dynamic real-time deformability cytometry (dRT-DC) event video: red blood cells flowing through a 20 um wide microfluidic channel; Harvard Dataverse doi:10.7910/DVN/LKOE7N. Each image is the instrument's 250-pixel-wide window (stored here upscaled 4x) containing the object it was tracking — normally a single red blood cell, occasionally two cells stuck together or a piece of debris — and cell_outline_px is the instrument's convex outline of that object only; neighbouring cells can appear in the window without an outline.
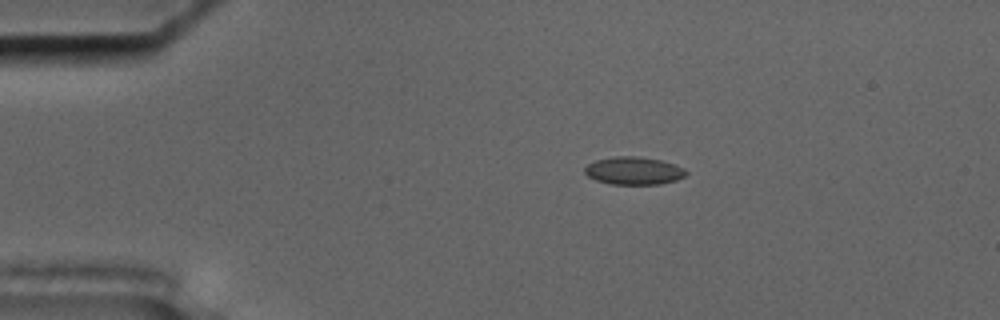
{"species": "common noctule bat (a hibernating species)", "species_latin": "Nyctalus noctula", "temperature_condition": "cold", "stored_images_in_passage": 52, "camera_frame_rate_fps": 3000, "um_per_image_px": 0.085, "animal": {"sex": "male", "body_mass_g": 17.5, "forearm_length_mm": 52.3}, "frame": {"image": 1, "passage_image": 7, "time_ms": 2.0, "image_size_px": [1000, 320], "cell_outline_px": [[688, 172], [684, 176], [676, 180], [660, 184], [612, 184], [596, 180], [588, 176], [584, 172], [584, 168], [588, 164], [596, 160], [616, 156], [640, 156], [660, 160], [676, 164], [684, 168]], "centroid_in_image_um": [53.88, 14.51], "position_along_channel_um": 31.1, "area_um2": 16.42}}
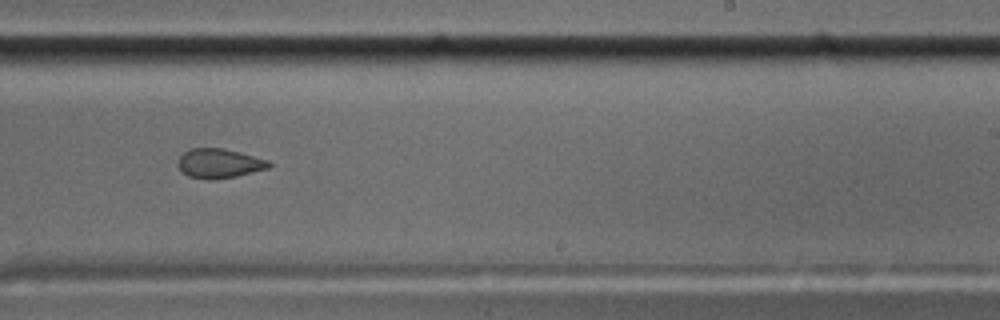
{"frame": {"image": 2, "passage_image": 31, "time_ms": 10.0, "image_size_px": [1000, 320], "cell_outline_px": [[272, 164], [268, 168], [236, 176], [212, 180], [208, 180], [188, 176], [176, 164], [176, 160], [184, 152], [192, 148], [224, 148], [268, 160]], "centroid_in_image_um": [18.6, 13.89], "position_along_channel_um": 270.4, "area_um2": 15.55}}
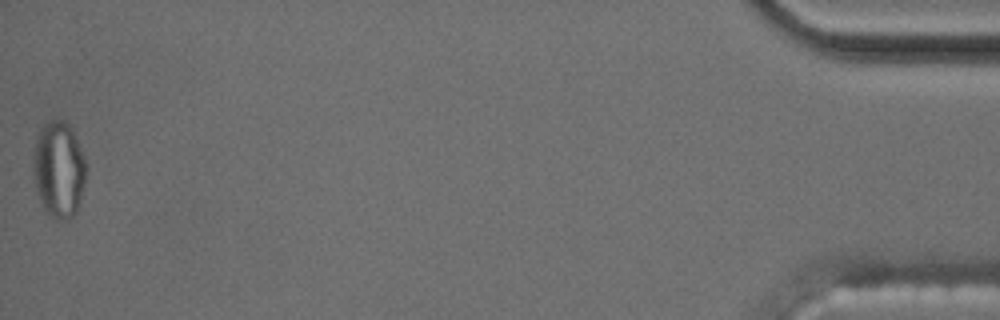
{"frame": {"image": 3, "passage_image": 52, "time_ms": 17.0, "image_size_px": [1000, 320], "cell_outline_px": [[84, 184], [76, 212], [68, 220], [56, 220], [44, 208], [36, 192], [32, 172], [32, 160], [36, 136], [40, 128], [44, 124], [56, 116], [64, 120], [72, 128], [80, 148], [84, 160]], "centroid_in_image_um": [4.94, 14.36], "position_along_channel_um": 430.3, "area_um2": 29.82}, "authors_computed_cell_mechanics": {"area_um2": 16.2707, "velocity_mm_per_s": 3.6185, "shape_relaxation_time_tau1_ms": null, "shape_relaxation_time_tau2_ms": 1.8381, "deformation_change_tau1": null, "deformation_change_tau2": 0.0754}}